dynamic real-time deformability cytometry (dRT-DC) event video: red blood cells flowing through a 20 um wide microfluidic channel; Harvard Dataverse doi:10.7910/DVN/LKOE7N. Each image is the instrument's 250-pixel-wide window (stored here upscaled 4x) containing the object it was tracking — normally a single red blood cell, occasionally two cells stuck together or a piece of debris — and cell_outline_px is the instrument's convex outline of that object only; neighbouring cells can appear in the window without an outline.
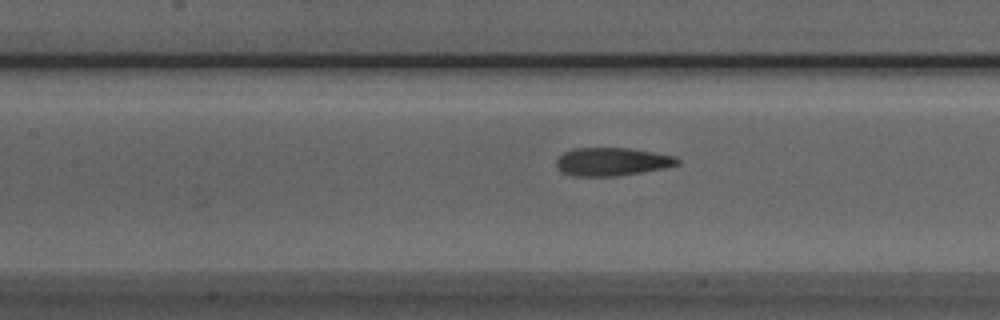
{"species": "Egyptian fruit bat (a non-hibernating species)", "species_latin": "Rousettus aegyptiacus", "temperature_condition": "room temperature", "stored_images_in_passage": 36, "camera_frame_rate_fps": 3000, "um_per_image_px": 0.085, "animal": {"sex": "male"}, "frame": {"image": 1, "passage_image": 18, "time_ms": 5.667, "image_size_px": [1000, 320], "cell_outline_px": [[680, 164], [664, 168], [616, 176], [572, 176], [560, 172], [556, 164], [556, 160], [564, 152], [572, 148], [628, 148], [676, 156], [680, 160]], "centroid_in_image_um": [52.0, 13.74], "position_along_channel_um": 155.4, "area_um2": 19.88}}
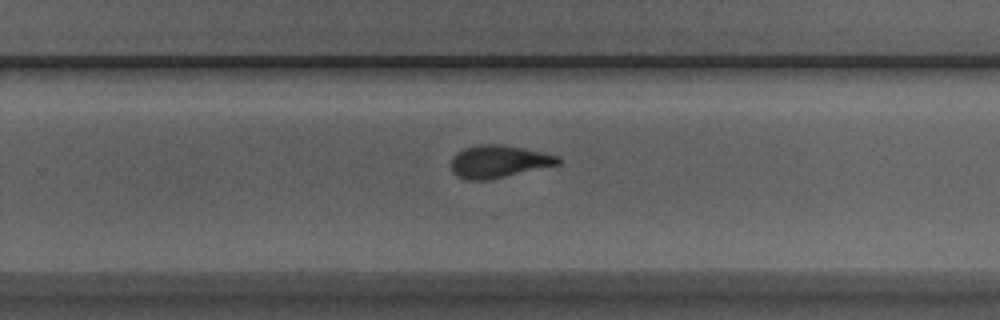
{"frame": {"image": 2, "passage_image": 28, "time_ms": 9.0, "image_size_px": [1000, 320], "cell_outline_px": [[560, 164], [488, 180], [464, 180], [456, 176], [452, 172], [452, 156], [456, 152], [464, 148], [476, 144], [500, 144], [544, 152], [560, 156]], "centroid_in_image_um": [42.36, 13.72], "position_along_channel_um": 287.4, "area_um2": 20.4}}
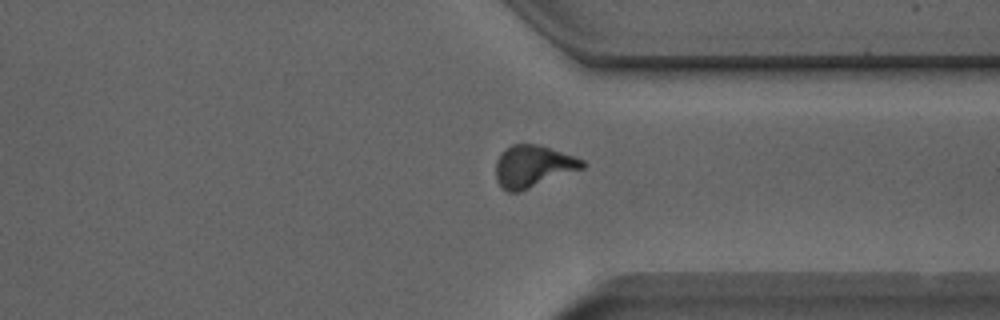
{"frame": {"image": 3, "passage_image": 34, "time_ms": 11.0, "image_size_px": [1000, 320], "cell_outline_px": [[588, 164], [584, 168], [520, 192], [508, 192], [496, 180], [496, 160], [512, 144], [540, 144], [576, 156], [584, 160]], "centroid_in_image_um": [45.36, 14.13], "position_along_channel_um": 366.0, "area_um2": 21.27}}